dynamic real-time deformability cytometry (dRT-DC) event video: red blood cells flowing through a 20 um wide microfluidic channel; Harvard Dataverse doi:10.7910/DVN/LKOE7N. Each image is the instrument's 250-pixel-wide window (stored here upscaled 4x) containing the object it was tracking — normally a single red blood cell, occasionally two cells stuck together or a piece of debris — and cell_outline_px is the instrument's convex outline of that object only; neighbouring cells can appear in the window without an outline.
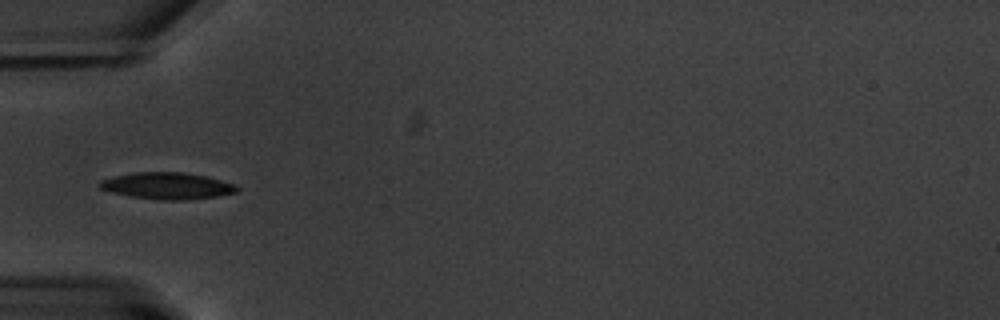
{"species": "common noctule bat (a hibernating species)", "species_latin": "Nyctalus noctula", "temperature_condition": "warm", "stored_images_in_passage": 13, "camera_frame_rate_fps": 3000, "um_per_image_px": 0.085, "animal": {"sex": "male", "body_mass_g": 20.1, "forearm_length_mm": 53.5}, "frame": {"image": 1, "passage_image": 4, "time_ms": 5.0, "image_size_px": [1000, 320], "cell_outline_px": [[240, 188], [236, 192], [216, 196], [184, 200], [164, 200], [132, 196], [112, 192], [100, 188], [96, 184], [100, 180], [112, 176], [132, 172], [180, 172], [208, 176], [236, 184]], "centroid_in_image_um": [14.21, 15.78], "position_along_channel_um": 70.8, "area_um2": 21.39}}
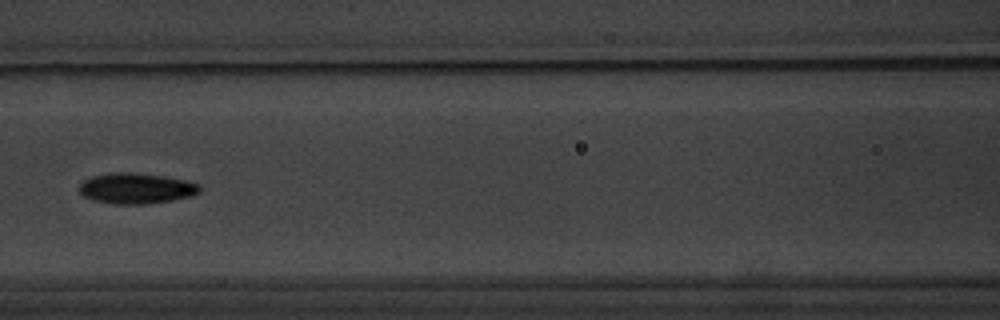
{"frame": {"image": 2, "passage_image": 6, "time_ms": 7.333, "image_size_px": [1000, 320], "cell_outline_px": [[200, 192], [192, 196], [172, 200], [148, 204], [112, 204], [92, 200], [84, 196], [80, 192], [80, 184], [84, 180], [92, 176], [112, 172], [132, 172], [164, 176], [184, 180], [200, 184]], "centroid_in_image_um": [11.58, 16.01], "position_along_channel_um": 155.0, "area_um2": 21.62}, "authors_computed_cell_mechanics": {"area_um2": 20.7502, "velocity_mm_per_s": 3.5849, "shape_relaxation_time_tau1_ms": 1.5733, "shape_relaxation_time_tau2_ms": 4.2217, "deformation_change_tau1": 0.0974, "deformation_change_tau2": 0.0807}}